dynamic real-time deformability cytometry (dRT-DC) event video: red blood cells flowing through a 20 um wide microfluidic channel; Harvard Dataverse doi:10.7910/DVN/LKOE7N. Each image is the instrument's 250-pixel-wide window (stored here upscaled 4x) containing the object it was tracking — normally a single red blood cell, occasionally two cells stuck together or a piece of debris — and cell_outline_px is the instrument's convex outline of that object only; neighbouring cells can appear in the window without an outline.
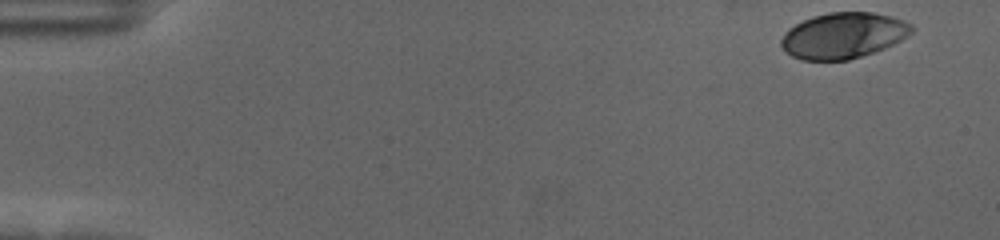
{"species": "human", "species_latin": "Homo sapiens", "temperature_condition": "cold", "stored_images_in_passage": 55, "camera_frame_rate_fps": 3000, "um_per_image_px": 0.085, "donor": {"sex": "female"}, "frame": {"image": 1, "passage_image": 1, "time_ms": 0.0, "image_size_px": [1000, 240], "cell_outline_px": [[916, 28], [908, 36], [884, 48], [848, 60], [800, 60], [792, 56], [780, 44], [780, 40], [784, 32], [788, 28], [812, 16], [828, 12], [872, 12], [892, 16], [904, 20], [912, 24]], "centroid_in_image_um": [71.69, 3.0], "position_along_channel_um": 13.3, "area_um2": 34.91}}
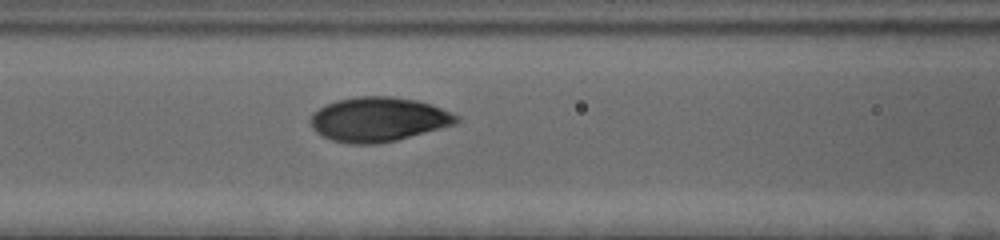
{"frame": {"image": 2, "passage_image": 23, "time_ms": 7.333, "image_size_px": [1000, 240], "cell_outline_px": [[460, 120], [456, 124], [396, 140], [380, 144], [352, 144], [332, 140], [316, 132], [312, 128], [308, 120], [324, 104], [336, 100], [356, 96], [392, 96], [416, 100], [452, 112], [460, 116]], "centroid_in_image_um": [32.16, 10.14], "position_along_channel_um": 134.4, "area_um2": 37.8}}
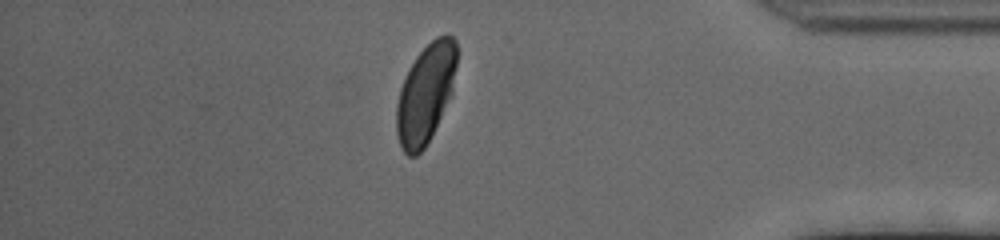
{"frame": {"image": 3, "passage_image": 48, "time_ms": 15.667, "image_size_px": [1000, 240], "cell_outline_px": [[456, 64], [452, 92], [424, 148], [416, 156], [408, 156], [404, 152], [400, 144], [396, 132], [396, 104], [400, 88], [408, 68], [416, 56], [436, 36], [448, 32], [456, 40]], "centroid_in_image_um": [36.15, 7.91], "position_along_channel_um": 399.0, "area_um2": 34.51}, "authors_computed_cell_mechanics": {"area_um2": 36.0672, "velocity_mm_per_s": 3.532, "shape_relaxation_time_tau1_ms": 2.6147, "shape_relaxation_time_tau2_ms": null, "deformation_change_tau1": 0.1753, "deformation_change_tau2": null}}